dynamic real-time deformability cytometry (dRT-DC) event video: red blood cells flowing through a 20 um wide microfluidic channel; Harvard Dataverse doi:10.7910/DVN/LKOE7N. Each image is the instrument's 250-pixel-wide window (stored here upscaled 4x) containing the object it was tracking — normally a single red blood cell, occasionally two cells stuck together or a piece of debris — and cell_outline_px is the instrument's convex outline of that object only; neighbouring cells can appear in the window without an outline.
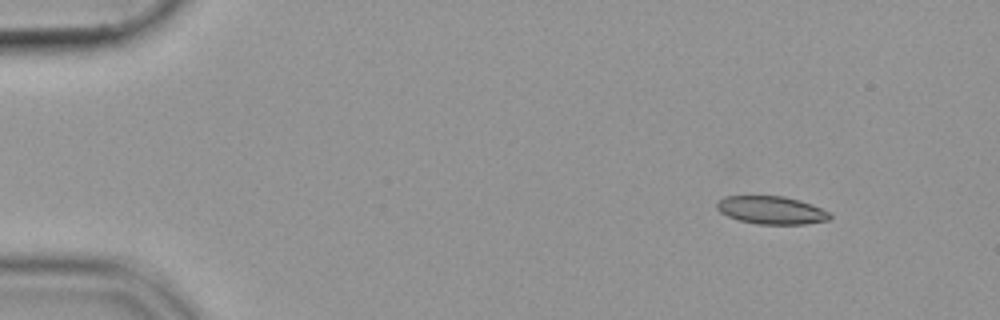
{"species": "common noctule bat (a hibernating species)", "species_latin": "Nyctalus noctula", "temperature_condition": "cold", "stored_images_in_passage": 49, "camera_frame_rate_fps": 3000, "um_per_image_px": 0.085, "animal": {"sex": "female", "body_mass_g": 19.9}, "frame": {"image": 1, "passage_image": 1, "time_ms": 0.0, "image_size_px": [1000, 320], "cell_outline_px": [[832, 216], [828, 220], [804, 224], [756, 224], [740, 220], [728, 216], [720, 212], [716, 208], [716, 204], [724, 196], [784, 196], [800, 200], [812, 204], [832, 212]], "centroid_in_image_um": [65.6, 17.86], "position_along_channel_um": 19.4, "area_um2": 18.5}}
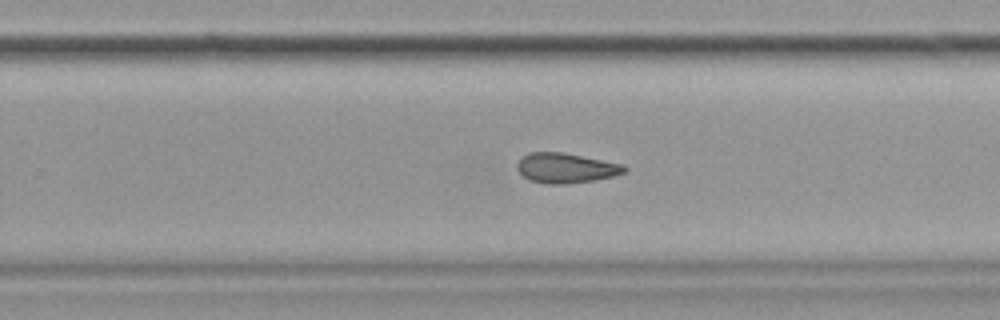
{"frame": {"image": 2, "passage_image": 30, "time_ms": 9.667, "image_size_px": [1000, 320], "cell_outline_px": [[628, 168], [624, 172], [612, 176], [592, 180], [568, 184], [544, 184], [528, 180], [516, 168], [516, 164], [528, 152], [564, 152], [624, 164]], "centroid_in_image_um": [48.09, 14.28], "position_along_channel_um": 281.7, "area_um2": 18.79}}
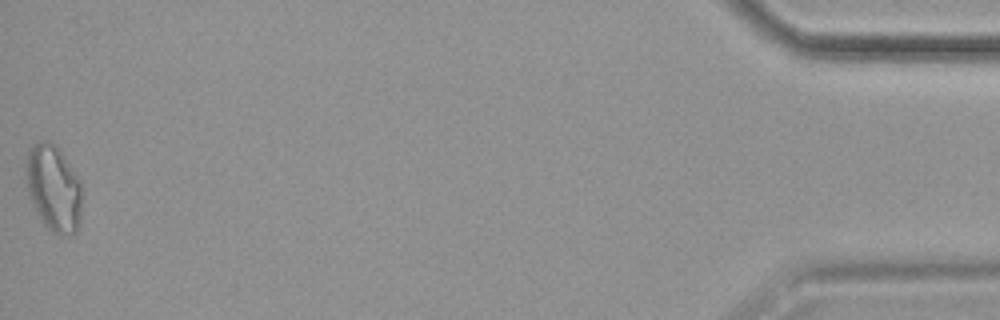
{"frame": {"image": 3, "passage_image": 49, "time_ms": 16.0, "image_size_px": [1000, 320], "cell_outline_px": [[80, 224], [76, 232], [72, 236], [60, 236], [52, 232], [44, 224], [36, 212], [32, 204], [28, 192], [24, 160], [28, 152], [40, 140], [48, 140], [60, 152], [80, 180]], "centroid_in_image_um": [4.53, 16.05], "position_along_channel_um": 430.7, "area_um2": 28.03}}